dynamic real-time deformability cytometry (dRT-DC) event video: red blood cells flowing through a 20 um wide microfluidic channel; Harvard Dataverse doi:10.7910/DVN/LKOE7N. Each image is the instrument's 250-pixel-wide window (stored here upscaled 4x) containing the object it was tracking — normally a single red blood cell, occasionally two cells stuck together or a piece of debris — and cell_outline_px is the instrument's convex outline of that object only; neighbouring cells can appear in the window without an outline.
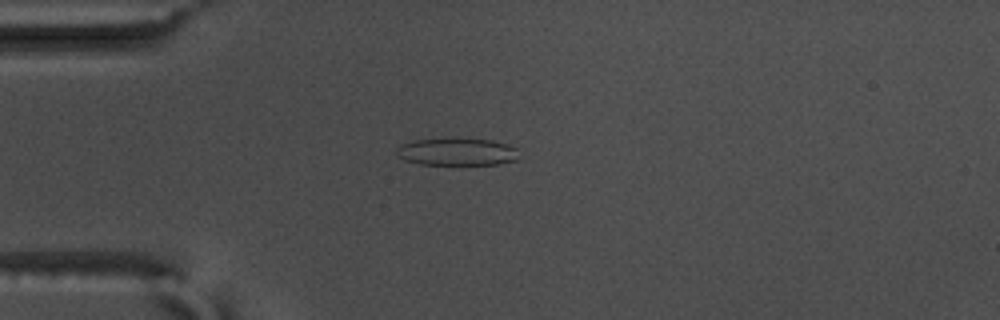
{"species": "common noctule bat (a hibernating species)", "species_latin": "Nyctalus noctula", "temperature_condition": "warm", "stored_images_in_passage": 45, "camera_frame_rate_fps": 3000, "um_per_image_px": 0.085, "animal": {"sex": "male", "body_mass_g": 17.5, "forearm_length_mm": 52.3}, "frame": {"image": 1, "passage_image": 4, "time_ms": 1.0, "image_size_px": [1000, 320], "cell_outline_px": [[516, 160], [496, 164], [420, 164], [404, 160], [396, 152], [396, 148], [400, 144], [412, 140], [492, 140], [508, 144], [516, 148]], "centroid_in_image_um": [38.81, 12.92], "position_along_channel_um": 46.2, "area_um2": 18.9}}
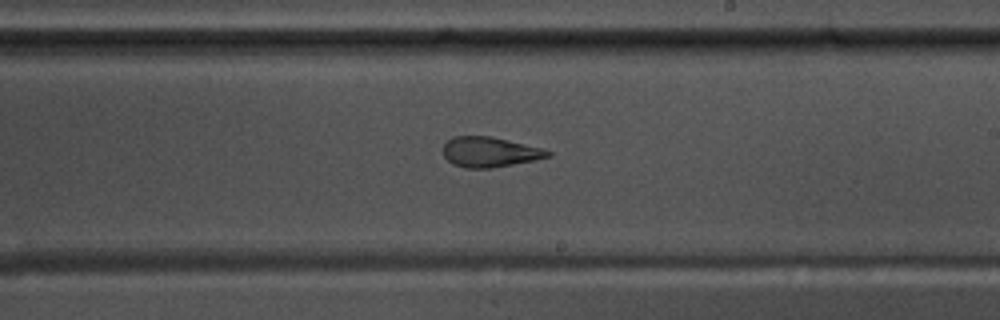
{"frame": {"image": 2, "passage_image": 22, "time_ms": 7.0, "image_size_px": [1000, 320], "cell_outline_px": [[552, 156], [536, 160], [492, 168], [464, 168], [452, 164], [444, 156], [444, 144], [452, 136], [488, 136], [540, 148], [552, 152]], "centroid_in_image_um": [41.61, 12.94], "position_along_channel_um": 247.4, "area_um2": 18.21}}
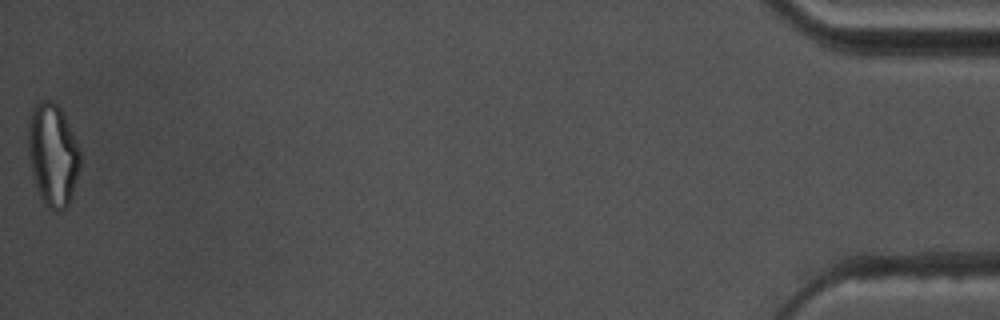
{"frame": {"image": 3, "passage_image": 45, "time_ms": 14.667, "image_size_px": [1000, 320], "cell_outline_px": [[80, 168], [68, 204], [60, 212], [56, 212], [48, 208], [44, 204], [36, 188], [32, 172], [28, 152], [28, 116], [32, 108], [40, 100], [52, 100], [64, 112], [80, 152]], "centroid_in_image_um": [4.47, 13.13], "position_along_channel_um": 430.7, "area_um2": 31.21}, "authors_computed_cell_mechanics": {"area_um2": 19.7676, "velocity_mm_per_s": 3.6618, "shape_relaxation_time_tau1_ms": null, "shape_relaxation_time_tau2_ms": 1.9408, "deformation_change_tau1": null, "deformation_change_tau2": 0.1048}}